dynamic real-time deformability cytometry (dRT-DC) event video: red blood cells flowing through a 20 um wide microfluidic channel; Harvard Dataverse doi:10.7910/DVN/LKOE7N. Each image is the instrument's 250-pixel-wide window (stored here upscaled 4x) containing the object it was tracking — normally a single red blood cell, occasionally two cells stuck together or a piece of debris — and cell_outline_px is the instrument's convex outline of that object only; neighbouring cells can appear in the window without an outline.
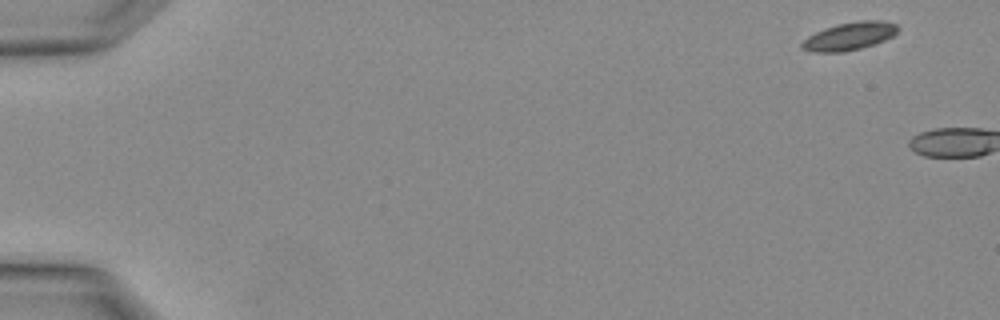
{"species": "Egyptian fruit bat (a non-hibernating species)", "species_latin": "Rousettus aegyptiacus", "temperature_condition": "warm", "stored_images_in_passage": 5, "segment_of_instrument_passage": [1, 2], "camera_frame_rate_fps": 3000, "um_per_image_px": 0.085, "animal": {"sex": "female"}, "frame": {"image": 1, "passage_image": 1, "time_ms": 0.0, "image_size_px": [1000, 320], "cell_outline_px": [[900, 28], [892, 36], [876, 44], [844, 52], [812, 52], [800, 48], [800, 44], [808, 36], [824, 28], [840, 24], [860, 20], [884, 20], [896, 24]], "centroid_in_image_um": [72.21, 3.08], "position_along_channel_um": 12.8, "area_um2": 15.61}}
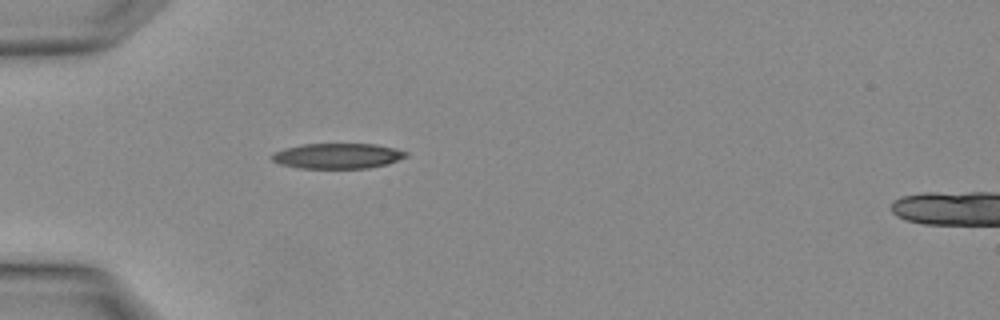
{"frame": {"image": 2, "passage_image": 4, "time_ms": 1.0, "image_size_px": [1000, 320], "cell_outline_px": [[408, 156], [388, 164], [368, 168], [300, 168], [280, 164], [272, 160], [268, 156], [284, 148], [304, 144], [376, 144], [396, 148], [408, 152]], "centroid_in_image_um": [28.71, 13.25], "position_along_channel_um": 56.3, "area_um2": 19.88}}